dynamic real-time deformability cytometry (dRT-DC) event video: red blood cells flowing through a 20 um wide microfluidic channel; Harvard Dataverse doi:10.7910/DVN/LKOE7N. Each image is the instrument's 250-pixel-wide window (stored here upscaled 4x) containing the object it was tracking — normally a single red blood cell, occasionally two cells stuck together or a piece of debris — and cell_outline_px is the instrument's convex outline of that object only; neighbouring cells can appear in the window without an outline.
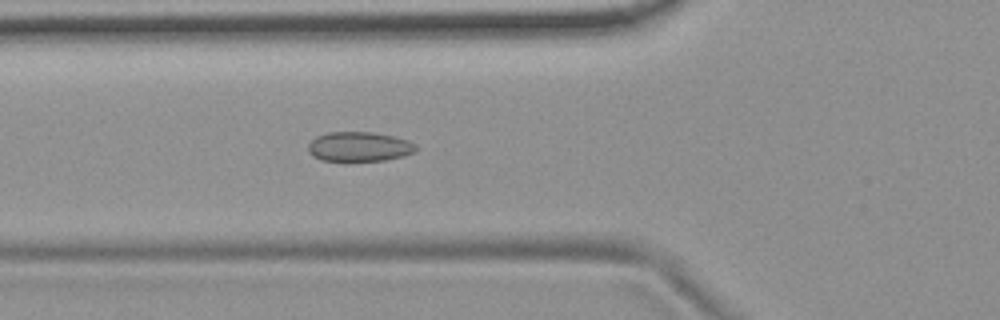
{"species": "common noctule bat (a hibernating species)", "species_latin": "Nyctalus noctula", "temperature_condition": "room temperature", "stored_images_in_passage": 55, "camera_frame_rate_fps": 3000, "um_per_image_px": 0.085, "animal": {"sex": "female", "body_mass_g": 19.9}, "frame": {"image": 1, "passage_image": 20, "time_ms": 6.333, "image_size_px": [1000, 320], "cell_outline_px": [[416, 152], [404, 156], [384, 160], [348, 164], [344, 164], [320, 160], [312, 156], [308, 152], [308, 144], [316, 136], [328, 132], [372, 132], [392, 136], [408, 140], [416, 144]], "centroid_in_image_um": [30.49, 12.52], "position_along_channel_um": 95.3, "area_um2": 19.54}}
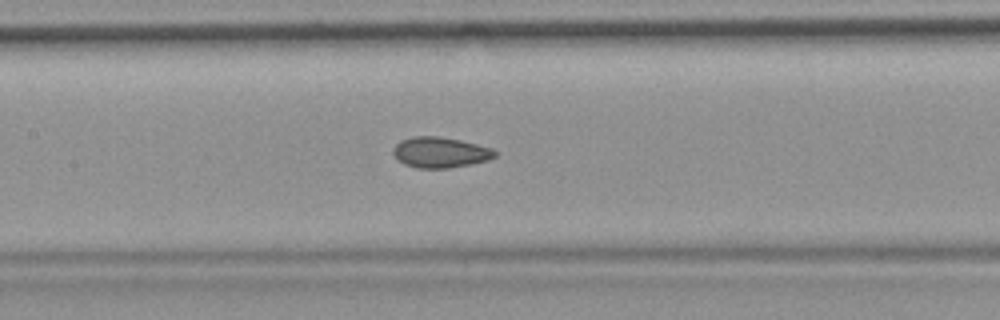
{"frame": {"image": 2, "passage_image": 26, "time_ms": 8.333, "image_size_px": [1000, 320], "cell_outline_px": [[500, 152], [496, 156], [488, 160], [472, 164], [448, 168], [416, 168], [404, 164], [392, 152], [392, 148], [400, 140], [412, 136], [436, 136], [460, 140], [492, 148]], "centroid_in_image_um": [37.44, 12.95], "position_along_channel_um": 170.0, "area_um2": 18.26}}
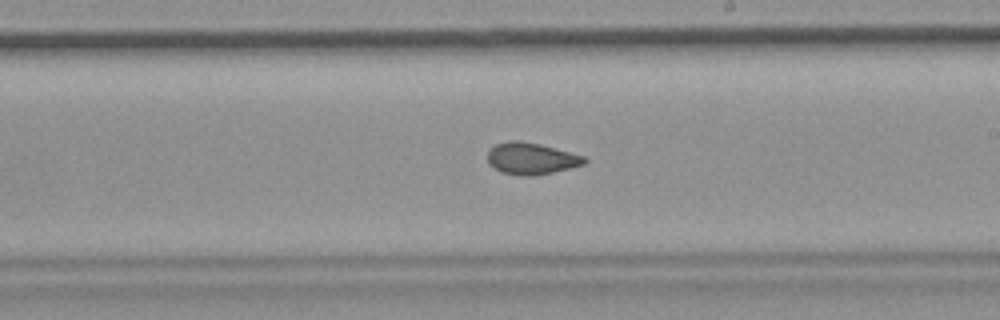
{"frame": {"image": 3, "passage_image": 32, "time_ms": 10.333, "image_size_px": [1000, 320], "cell_outline_px": [[588, 160], [584, 164], [552, 172], [532, 176], [520, 176], [500, 172], [488, 164], [488, 148], [496, 144], [508, 140], [520, 140], [540, 144], [584, 156]], "centroid_in_image_um": [45.1, 13.47], "position_along_channel_um": 243.9, "area_um2": 17.98}, "authors_computed_cell_mechanics": {"area_um2": 18.2648, "velocity_mm_per_s": 3.7239, "shape_relaxation_time_tau1_ms": null, "shape_relaxation_time_tau2_ms": 1.5293, "deformation_change_tau1": null, "deformation_change_tau2": 0.0532}}